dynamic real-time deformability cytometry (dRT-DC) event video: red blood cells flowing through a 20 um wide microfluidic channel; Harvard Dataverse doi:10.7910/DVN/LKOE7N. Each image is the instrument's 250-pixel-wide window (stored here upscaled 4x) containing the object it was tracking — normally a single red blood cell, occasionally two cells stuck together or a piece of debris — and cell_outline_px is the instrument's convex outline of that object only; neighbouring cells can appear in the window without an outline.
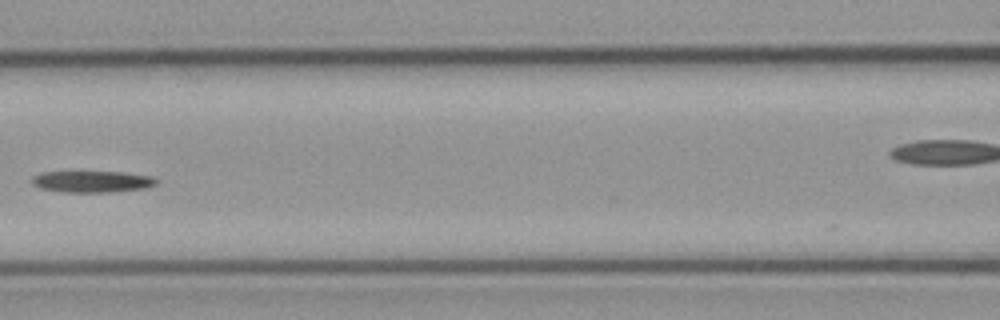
{"species": "common noctule bat (a hibernating species)", "species_latin": "Nyctalus noctula", "temperature_condition": "cold", "stored_images_in_passage": 6, "segment_of_instrument_passage": [1, 2], "camera_frame_rate_fps": 3000, "um_per_image_px": 0.085, "animal": {"sex": "male", "body_mass_g": 23.1, "forearm_length_mm": 52.7}, "frame": {"image": 1, "passage_image": 5, "time_ms": 4.667, "image_size_px": [1000, 320], "cell_outline_px": [[156, 184], [144, 188], [108, 192], [64, 192], [40, 188], [32, 184], [32, 176], [40, 172], [124, 172], [152, 176], [156, 180]], "centroid_in_image_um": [7.79, 15.43], "position_along_channel_um": 158.8, "area_um2": 15.49}}